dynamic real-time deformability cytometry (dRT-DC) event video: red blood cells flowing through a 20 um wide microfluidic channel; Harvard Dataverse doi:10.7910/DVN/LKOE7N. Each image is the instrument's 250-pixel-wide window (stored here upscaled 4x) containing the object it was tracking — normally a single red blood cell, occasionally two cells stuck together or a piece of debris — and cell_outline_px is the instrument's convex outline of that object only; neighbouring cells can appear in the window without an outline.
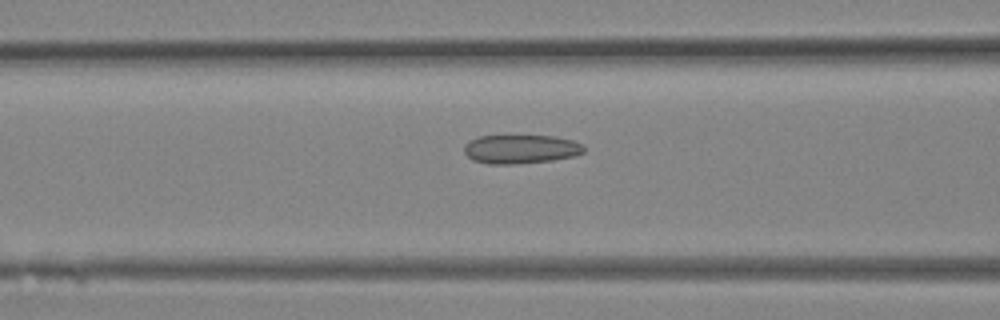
{"species": "Egyptian fruit bat (a non-hibernating species)", "species_latin": "Rousettus aegyptiacus", "temperature_condition": "room temperature", "stored_images_in_passage": 33, "segment_of_instrument_passage": [1, 2], "camera_frame_rate_fps": 3000, "um_per_image_px": 0.085, "animal": {"sex": "female"}, "frame": {"image": 1, "passage_image": 13, "time_ms": 4.0, "image_size_px": [1000, 320], "cell_outline_px": [[584, 152], [576, 156], [552, 160], [516, 164], [488, 164], [472, 160], [464, 152], [464, 144], [468, 140], [476, 136], [556, 136], [572, 140], [580, 144], [584, 148]], "centroid_in_image_um": [44.22, 12.68], "position_along_channel_um": 122.4, "area_um2": 20.29}}
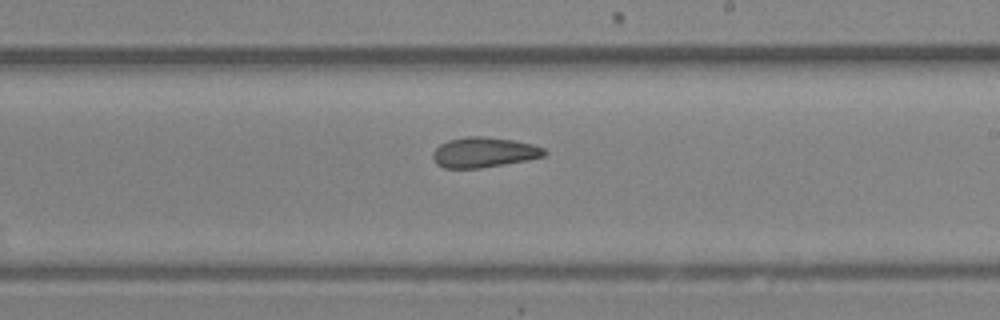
{"frame": {"image": 2, "passage_image": 19, "time_ms": 6.0, "image_size_px": [1000, 320], "cell_outline_px": [[548, 152], [544, 156], [528, 160], [480, 168], [444, 168], [436, 164], [432, 156], [432, 152], [440, 144], [448, 140], [468, 136], [484, 136], [512, 140], [532, 144], [544, 148]], "centroid_in_image_um": [41.12, 12.95], "position_along_channel_um": 247.9, "area_um2": 19.65}}
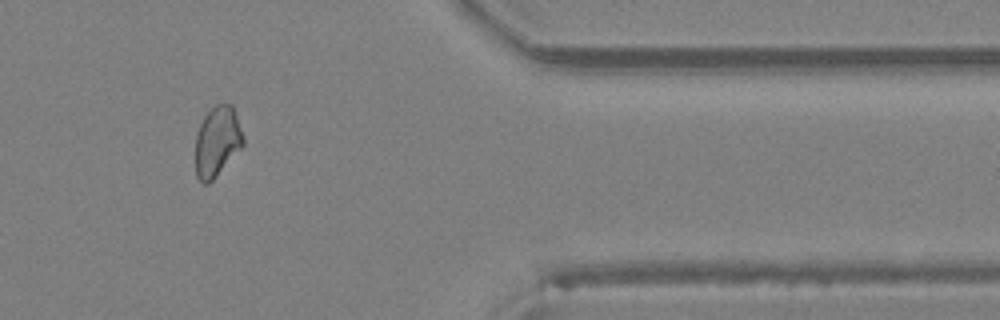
{"frame": {"image": 3, "passage_image": 27, "time_ms": 8.667, "image_size_px": [1000, 320], "cell_outline_px": [[244, 144], [216, 176], [208, 184], [204, 184], [196, 176], [196, 136], [200, 124], [204, 116], [216, 104], [232, 104], [236, 112], [244, 140]], "centroid_in_image_um": [18.46, 12.01], "position_along_channel_um": 392.9, "area_um2": 19.31}}